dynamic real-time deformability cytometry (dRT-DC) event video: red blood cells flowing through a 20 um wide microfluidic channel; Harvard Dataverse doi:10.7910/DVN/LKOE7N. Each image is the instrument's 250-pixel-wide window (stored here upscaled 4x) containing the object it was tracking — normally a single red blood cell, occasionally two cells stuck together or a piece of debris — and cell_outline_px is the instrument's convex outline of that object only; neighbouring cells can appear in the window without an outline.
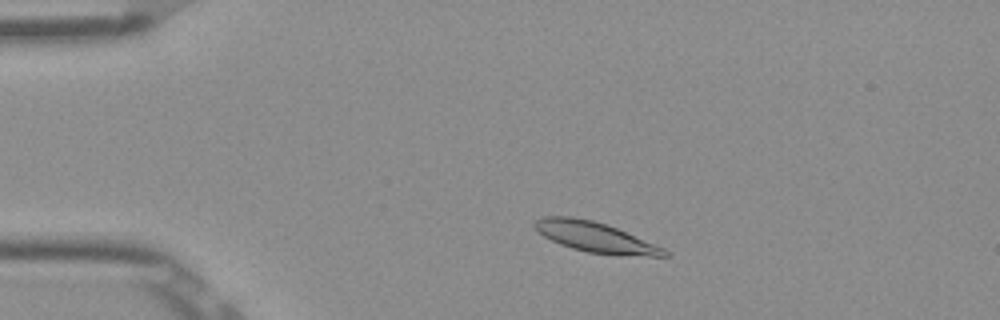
{"species": "Egyptian fruit bat (a non-hibernating species)", "species_latin": "Rousettus aegyptiacus", "temperature_condition": "room temperature", "stored_images_in_passage": 49, "camera_frame_rate_fps": 3000, "um_per_image_px": 0.085, "frame": {"image": 1, "passage_image": 7, "time_ms": 2.0, "image_size_px": [1000, 320], "cell_outline_px": [[672, 256], [616, 256], [588, 252], [572, 248], [560, 244], [544, 236], [532, 224], [536, 220], [544, 216], [572, 216], [592, 220], [608, 224], [664, 248]], "centroid_in_image_um": [50.63, 20.16], "position_along_channel_um": 34.4, "area_um2": 22.95}}
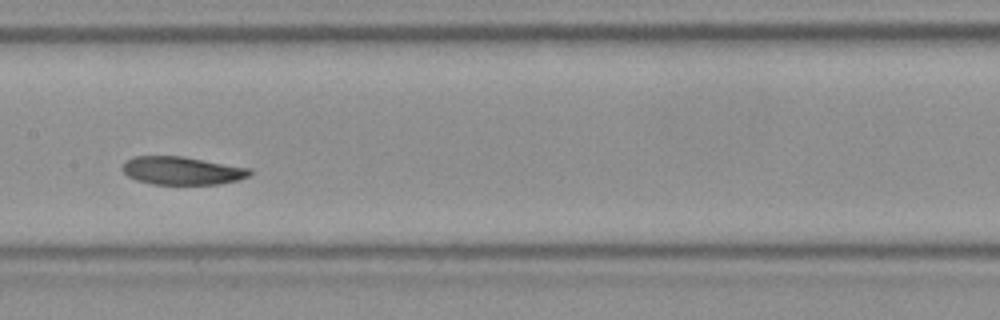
{"frame": {"image": 2, "passage_image": 23, "time_ms": 7.333, "image_size_px": [1000, 320], "cell_outline_px": [[252, 172], [248, 176], [236, 180], [216, 184], [152, 184], [136, 180], [128, 176], [120, 168], [124, 160], [132, 156], [184, 156], [252, 168]], "centroid_in_image_um": [15.43, 14.49], "position_along_channel_um": 192.0, "area_um2": 21.04}}
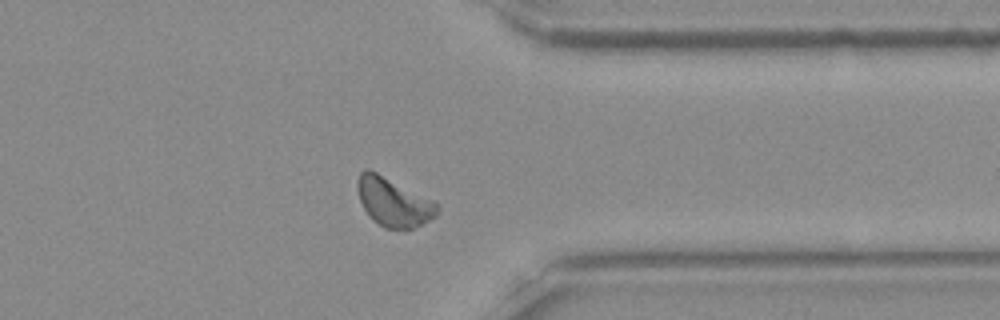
{"frame": {"image": 3, "passage_image": 38, "time_ms": 12.333, "image_size_px": [1000, 320], "cell_outline_px": [[440, 208], [436, 216], [412, 228], [384, 228], [364, 208], [360, 200], [356, 188], [356, 180], [360, 172], [364, 168], [368, 168], [432, 200]], "centroid_in_image_um": [33.42, 17.14], "position_along_channel_um": 378.0, "area_um2": 22.02}, "authors_computed_cell_mechanics": {"area_um2": 21.9062, "velocity_mm_per_s": 3.8316, "shape_relaxation_time_tau1_ms": 2.8602, "shape_relaxation_time_tau2_ms": 3.5855, "deformation_change_tau1": 0.1239, "deformation_change_tau2": 0.0947}}